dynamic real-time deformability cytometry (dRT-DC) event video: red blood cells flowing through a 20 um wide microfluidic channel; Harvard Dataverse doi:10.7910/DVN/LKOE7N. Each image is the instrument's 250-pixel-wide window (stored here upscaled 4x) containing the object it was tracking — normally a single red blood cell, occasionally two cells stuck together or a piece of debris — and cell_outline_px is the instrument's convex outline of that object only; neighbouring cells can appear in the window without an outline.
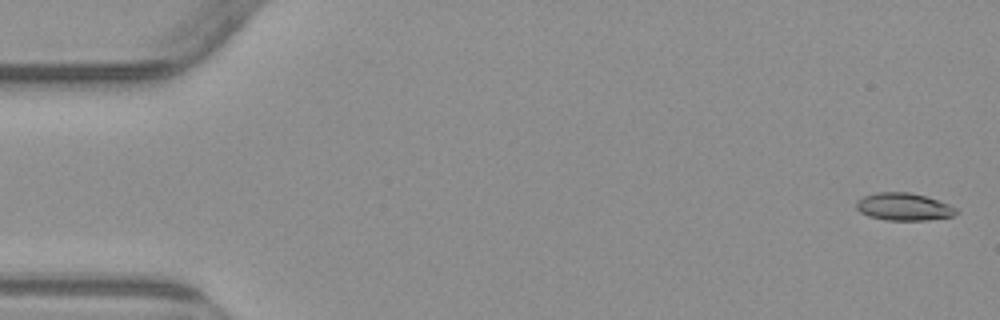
{"species": "common noctule bat (a hibernating species)", "species_latin": "Nyctalus noctula", "temperature_condition": "warm", "stored_images_in_passage": 4, "camera_frame_rate_fps": 3000, "um_per_image_px": 0.085, "animal": {"sex": "male", "body_mass_g": 23.1, "forearm_length_mm": 52.7}, "frame": {"image": 1, "passage_image": 1, "time_ms": 0.0, "image_size_px": [1000, 320], "cell_outline_px": [[960, 212], [952, 216], [928, 220], [888, 220], [868, 216], [860, 212], [856, 208], [856, 200], [864, 196], [876, 192], [908, 192], [924, 196], [948, 204], [956, 208]], "centroid_in_image_um": [76.8, 17.58], "position_along_channel_um": 8.2, "area_um2": 15.95}}
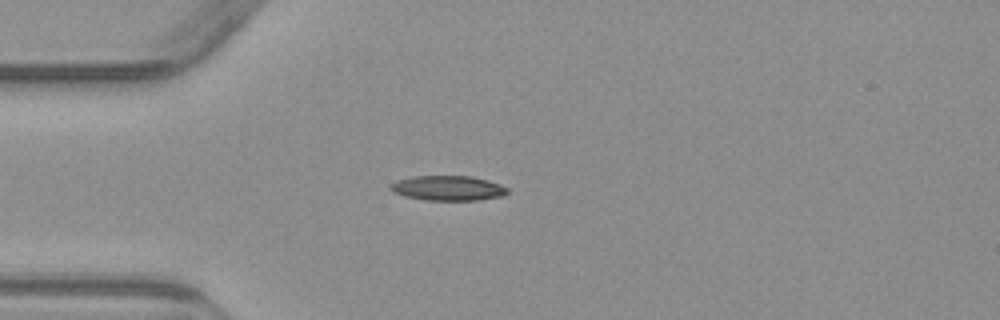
{"frame": {"image": 2, "passage_image": 4, "time_ms": 4.333, "image_size_px": [1000, 320], "cell_outline_px": [[508, 192], [504, 196], [476, 200], [428, 200], [404, 196], [392, 192], [388, 188], [396, 180], [412, 176], [472, 176], [488, 180], [500, 184], [508, 188]], "centroid_in_image_um": [38.07, 15.98], "position_along_channel_um": 46.9, "area_um2": 17.05}}